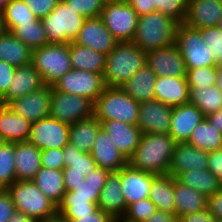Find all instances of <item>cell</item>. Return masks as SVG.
I'll list each match as a JSON object with an SVG mask.
<instances>
[{
	"label": "cell",
	"mask_w": 222,
	"mask_h": 222,
	"mask_svg": "<svg viewBox=\"0 0 222 222\" xmlns=\"http://www.w3.org/2000/svg\"><path fill=\"white\" fill-rule=\"evenodd\" d=\"M189 89V103L195 105L205 117L222 109V90L216 85Z\"/></svg>",
	"instance_id": "d590c367"
},
{
	"label": "cell",
	"mask_w": 222,
	"mask_h": 222,
	"mask_svg": "<svg viewBox=\"0 0 222 222\" xmlns=\"http://www.w3.org/2000/svg\"><path fill=\"white\" fill-rule=\"evenodd\" d=\"M140 103L124 92L121 87L106 86L94 102V116L98 120H118L137 125Z\"/></svg>",
	"instance_id": "277c9868"
},
{
	"label": "cell",
	"mask_w": 222,
	"mask_h": 222,
	"mask_svg": "<svg viewBox=\"0 0 222 222\" xmlns=\"http://www.w3.org/2000/svg\"><path fill=\"white\" fill-rule=\"evenodd\" d=\"M16 181L32 180L41 169V150L28 141L14 143Z\"/></svg>",
	"instance_id": "484cf974"
},
{
	"label": "cell",
	"mask_w": 222,
	"mask_h": 222,
	"mask_svg": "<svg viewBox=\"0 0 222 222\" xmlns=\"http://www.w3.org/2000/svg\"><path fill=\"white\" fill-rule=\"evenodd\" d=\"M175 44L181 52L187 70L217 65L212 49L202 40L197 29L188 27L184 23L178 24Z\"/></svg>",
	"instance_id": "ba28073f"
},
{
	"label": "cell",
	"mask_w": 222,
	"mask_h": 222,
	"mask_svg": "<svg viewBox=\"0 0 222 222\" xmlns=\"http://www.w3.org/2000/svg\"><path fill=\"white\" fill-rule=\"evenodd\" d=\"M121 190L127 206L149 197L151 183L157 176L131 167L129 164L119 171Z\"/></svg>",
	"instance_id": "e0dca14e"
},
{
	"label": "cell",
	"mask_w": 222,
	"mask_h": 222,
	"mask_svg": "<svg viewBox=\"0 0 222 222\" xmlns=\"http://www.w3.org/2000/svg\"><path fill=\"white\" fill-rule=\"evenodd\" d=\"M154 92V99L171 107L189 103L187 77H157Z\"/></svg>",
	"instance_id": "d4e9b609"
},
{
	"label": "cell",
	"mask_w": 222,
	"mask_h": 222,
	"mask_svg": "<svg viewBox=\"0 0 222 222\" xmlns=\"http://www.w3.org/2000/svg\"><path fill=\"white\" fill-rule=\"evenodd\" d=\"M109 173L106 169L96 167L85 177V181L79 184L73 191H66L64 197L90 198L92 203H98L99 194L105 185Z\"/></svg>",
	"instance_id": "8d00e7d4"
},
{
	"label": "cell",
	"mask_w": 222,
	"mask_h": 222,
	"mask_svg": "<svg viewBox=\"0 0 222 222\" xmlns=\"http://www.w3.org/2000/svg\"><path fill=\"white\" fill-rule=\"evenodd\" d=\"M9 0H0V12H2Z\"/></svg>",
	"instance_id": "a7ac6f4b"
},
{
	"label": "cell",
	"mask_w": 222,
	"mask_h": 222,
	"mask_svg": "<svg viewBox=\"0 0 222 222\" xmlns=\"http://www.w3.org/2000/svg\"><path fill=\"white\" fill-rule=\"evenodd\" d=\"M157 210L155 204L145 198L127 206L124 218L131 222H144Z\"/></svg>",
	"instance_id": "bcb514c9"
},
{
	"label": "cell",
	"mask_w": 222,
	"mask_h": 222,
	"mask_svg": "<svg viewBox=\"0 0 222 222\" xmlns=\"http://www.w3.org/2000/svg\"><path fill=\"white\" fill-rule=\"evenodd\" d=\"M178 222H217L208 209L177 217Z\"/></svg>",
	"instance_id": "9f6ffc18"
},
{
	"label": "cell",
	"mask_w": 222,
	"mask_h": 222,
	"mask_svg": "<svg viewBox=\"0 0 222 222\" xmlns=\"http://www.w3.org/2000/svg\"><path fill=\"white\" fill-rule=\"evenodd\" d=\"M1 13L5 28L9 32L20 24L32 23L37 19L23 0H9Z\"/></svg>",
	"instance_id": "f35d334b"
},
{
	"label": "cell",
	"mask_w": 222,
	"mask_h": 222,
	"mask_svg": "<svg viewBox=\"0 0 222 222\" xmlns=\"http://www.w3.org/2000/svg\"><path fill=\"white\" fill-rule=\"evenodd\" d=\"M207 209L217 219H222V189L208 197Z\"/></svg>",
	"instance_id": "6f0895ef"
},
{
	"label": "cell",
	"mask_w": 222,
	"mask_h": 222,
	"mask_svg": "<svg viewBox=\"0 0 222 222\" xmlns=\"http://www.w3.org/2000/svg\"><path fill=\"white\" fill-rule=\"evenodd\" d=\"M200 32L202 40L212 49V55L216 64L222 65V30L215 27H206L197 29Z\"/></svg>",
	"instance_id": "7dc6e473"
},
{
	"label": "cell",
	"mask_w": 222,
	"mask_h": 222,
	"mask_svg": "<svg viewBox=\"0 0 222 222\" xmlns=\"http://www.w3.org/2000/svg\"><path fill=\"white\" fill-rule=\"evenodd\" d=\"M193 169H208V152L187 142L177 143L172 155L168 175L176 178L180 173Z\"/></svg>",
	"instance_id": "603a6c76"
},
{
	"label": "cell",
	"mask_w": 222,
	"mask_h": 222,
	"mask_svg": "<svg viewBox=\"0 0 222 222\" xmlns=\"http://www.w3.org/2000/svg\"><path fill=\"white\" fill-rule=\"evenodd\" d=\"M187 143L205 152H212L222 147V133L204 118L194 128Z\"/></svg>",
	"instance_id": "74e56055"
},
{
	"label": "cell",
	"mask_w": 222,
	"mask_h": 222,
	"mask_svg": "<svg viewBox=\"0 0 222 222\" xmlns=\"http://www.w3.org/2000/svg\"><path fill=\"white\" fill-rule=\"evenodd\" d=\"M32 64L45 85L53 86L72 70L69 43H48L33 49Z\"/></svg>",
	"instance_id": "8992f818"
},
{
	"label": "cell",
	"mask_w": 222,
	"mask_h": 222,
	"mask_svg": "<svg viewBox=\"0 0 222 222\" xmlns=\"http://www.w3.org/2000/svg\"><path fill=\"white\" fill-rule=\"evenodd\" d=\"M218 65L205 66L187 70L189 87H209L216 84Z\"/></svg>",
	"instance_id": "f6af8a7d"
},
{
	"label": "cell",
	"mask_w": 222,
	"mask_h": 222,
	"mask_svg": "<svg viewBox=\"0 0 222 222\" xmlns=\"http://www.w3.org/2000/svg\"><path fill=\"white\" fill-rule=\"evenodd\" d=\"M146 64V52L133 42H118L106 56L104 83L121 87Z\"/></svg>",
	"instance_id": "7a4b0ae2"
},
{
	"label": "cell",
	"mask_w": 222,
	"mask_h": 222,
	"mask_svg": "<svg viewBox=\"0 0 222 222\" xmlns=\"http://www.w3.org/2000/svg\"><path fill=\"white\" fill-rule=\"evenodd\" d=\"M100 17L118 42H132L139 16L127 2L106 1Z\"/></svg>",
	"instance_id": "9c48e42d"
},
{
	"label": "cell",
	"mask_w": 222,
	"mask_h": 222,
	"mask_svg": "<svg viewBox=\"0 0 222 222\" xmlns=\"http://www.w3.org/2000/svg\"><path fill=\"white\" fill-rule=\"evenodd\" d=\"M41 222H70V221L57 213L55 216L49 217L48 219Z\"/></svg>",
	"instance_id": "e7e4bbea"
},
{
	"label": "cell",
	"mask_w": 222,
	"mask_h": 222,
	"mask_svg": "<svg viewBox=\"0 0 222 222\" xmlns=\"http://www.w3.org/2000/svg\"><path fill=\"white\" fill-rule=\"evenodd\" d=\"M84 18L100 17L106 0H63Z\"/></svg>",
	"instance_id": "c3c4849f"
},
{
	"label": "cell",
	"mask_w": 222,
	"mask_h": 222,
	"mask_svg": "<svg viewBox=\"0 0 222 222\" xmlns=\"http://www.w3.org/2000/svg\"><path fill=\"white\" fill-rule=\"evenodd\" d=\"M16 181L14 143L0 145V189H7Z\"/></svg>",
	"instance_id": "7bdbcfd3"
},
{
	"label": "cell",
	"mask_w": 222,
	"mask_h": 222,
	"mask_svg": "<svg viewBox=\"0 0 222 222\" xmlns=\"http://www.w3.org/2000/svg\"><path fill=\"white\" fill-rule=\"evenodd\" d=\"M32 51L9 31L0 37V60L14 67L32 63Z\"/></svg>",
	"instance_id": "1f68e13d"
},
{
	"label": "cell",
	"mask_w": 222,
	"mask_h": 222,
	"mask_svg": "<svg viewBox=\"0 0 222 222\" xmlns=\"http://www.w3.org/2000/svg\"><path fill=\"white\" fill-rule=\"evenodd\" d=\"M113 218L98 208L95 212L89 215L80 216V218L70 220V222H112Z\"/></svg>",
	"instance_id": "680465c9"
},
{
	"label": "cell",
	"mask_w": 222,
	"mask_h": 222,
	"mask_svg": "<svg viewBox=\"0 0 222 222\" xmlns=\"http://www.w3.org/2000/svg\"><path fill=\"white\" fill-rule=\"evenodd\" d=\"M112 222H131L126 220L124 217L113 218Z\"/></svg>",
	"instance_id": "89a4df30"
},
{
	"label": "cell",
	"mask_w": 222,
	"mask_h": 222,
	"mask_svg": "<svg viewBox=\"0 0 222 222\" xmlns=\"http://www.w3.org/2000/svg\"><path fill=\"white\" fill-rule=\"evenodd\" d=\"M53 87L63 93L85 97L94 103L106 85L102 74L72 69L62 76Z\"/></svg>",
	"instance_id": "8fae6325"
},
{
	"label": "cell",
	"mask_w": 222,
	"mask_h": 222,
	"mask_svg": "<svg viewBox=\"0 0 222 222\" xmlns=\"http://www.w3.org/2000/svg\"><path fill=\"white\" fill-rule=\"evenodd\" d=\"M16 67L0 60V99L6 94L8 86L12 81Z\"/></svg>",
	"instance_id": "f5cc1de1"
},
{
	"label": "cell",
	"mask_w": 222,
	"mask_h": 222,
	"mask_svg": "<svg viewBox=\"0 0 222 222\" xmlns=\"http://www.w3.org/2000/svg\"><path fill=\"white\" fill-rule=\"evenodd\" d=\"M16 211L12 198L6 189L0 190V222H8Z\"/></svg>",
	"instance_id": "816d5d0a"
},
{
	"label": "cell",
	"mask_w": 222,
	"mask_h": 222,
	"mask_svg": "<svg viewBox=\"0 0 222 222\" xmlns=\"http://www.w3.org/2000/svg\"><path fill=\"white\" fill-rule=\"evenodd\" d=\"M217 27L222 30V18L219 20Z\"/></svg>",
	"instance_id": "2644e50d"
},
{
	"label": "cell",
	"mask_w": 222,
	"mask_h": 222,
	"mask_svg": "<svg viewBox=\"0 0 222 222\" xmlns=\"http://www.w3.org/2000/svg\"><path fill=\"white\" fill-rule=\"evenodd\" d=\"M176 179L193 189H196L207 198L221 190V181L208 169H193L180 173Z\"/></svg>",
	"instance_id": "e575fe53"
},
{
	"label": "cell",
	"mask_w": 222,
	"mask_h": 222,
	"mask_svg": "<svg viewBox=\"0 0 222 222\" xmlns=\"http://www.w3.org/2000/svg\"><path fill=\"white\" fill-rule=\"evenodd\" d=\"M208 170L222 181V147L208 152Z\"/></svg>",
	"instance_id": "db71d44e"
},
{
	"label": "cell",
	"mask_w": 222,
	"mask_h": 222,
	"mask_svg": "<svg viewBox=\"0 0 222 222\" xmlns=\"http://www.w3.org/2000/svg\"><path fill=\"white\" fill-rule=\"evenodd\" d=\"M70 125L50 116L31 123L28 142L43 151L64 148L69 144Z\"/></svg>",
	"instance_id": "7c38bea8"
},
{
	"label": "cell",
	"mask_w": 222,
	"mask_h": 222,
	"mask_svg": "<svg viewBox=\"0 0 222 222\" xmlns=\"http://www.w3.org/2000/svg\"><path fill=\"white\" fill-rule=\"evenodd\" d=\"M157 210L175 215L174 177L171 175H157L152 183L148 197Z\"/></svg>",
	"instance_id": "836d02e7"
},
{
	"label": "cell",
	"mask_w": 222,
	"mask_h": 222,
	"mask_svg": "<svg viewBox=\"0 0 222 222\" xmlns=\"http://www.w3.org/2000/svg\"><path fill=\"white\" fill-rule=\"evenodd\" d=\"M6 190L17 211L39 222L58 213V206L46 197L32 180L15 181Z\"/></svg>",
	"instance_id": "5b68a950"
},
{
	"label": "cell",
	"mask_w": 222,
	"mask_h": 222,
	"mask_svg": "<svg viewBox=\"0 0 222 222\" xmlns=\"http://www.w3.org/2000/svg\"><path fill=\"white\" fill-rule=\"evenodd\" d=\"M69 51L72 69L104 75L107 55L74 42L69 43Z\"/></svg>",
	"instance_id": "f546056e"
},
{
	"label": "cell",
	"mask_w": 222,
	"mask_h": 222,
	"mask_svg": "<svg viewBox=\"0 0 222 222\" xmlns=\"http://www.w3.org/2000/svg\"><path fill=\"white\" fill-rule=\"evenodd\" d=\"M174 199L177 217L207 209L208 198L196 189L180 183L175 177Z\"/></svg>",
	"instance_id": "f1b7e54d"
},
{
	"label": "cell",
	"mask_w": 222,
	"mask_h": 222,
	"mask_svg": "<svg viewBox=\"0 0 222 222\" xmlns=\"http://www.w3.org/2000/svg\"><path fill=\"white\" fill-rule=\"evenodd\" d=\"M94 115V103L85 97L57 91L52 86L49 116L68 125Z\"/></svg>",
	"instance_id": "30bf717a"
},
{
	"label": "cell",
	"mask_w": 222,
	"mask_h": 222,
	"mask_svg": "<svg viewBox=\"0 0 222 222\" xmlns=\"http://www.w3.org/2000/svg\"><path fill=\"white\" fill-rule=\"evenodd\" d=\"M51 97L52 86L44 85L32 93L12 100L8 106L15 114L34 123L49 116Z\"/></svg>",
	"instance_id": "4fadbf2b"
},
{
	"label": "cell",
	"mask_w": 222,
	"mask_h": 222,
	"mask_svg": "<svg viewBox=\"0 0 222 222\" xmlns=\"http://www.w3.org/2000/svg\"><path fill=\"white\" fill-rule=\"evenodd\" d=\"M176 144L169 133H142L139 145L128 159V164L144 172L167 175Z\"/></svg>",
	"instance_id": "6da1fadb"
},
{
	"label": "cell",
	"mask_w": 222,
	"mask_h": 222,
	"mask_svg": "<svg viewBox=\"0 0 222 222\" xmlns=\"http://www.w3.org/2000/svg\"><path fill=\"white\" fill-rule=\"evenodd\" d=\"M62 172L66 191H73L79 184L85 181V176L81 173L70 172V167H64Z\"/></svg>",
	"instance_id": "11a10c76"
},
{
	"label": "cell",
	"mask_w": 222,
	"mask_h": 222,
	"mask_svg": "<svg viewBox=\"0 0 222 222\" xmlns=\"http://www.w3.org/2000/svg\"><path fill=\"white\" fill-rule=\"evenodd\" d=\"M11 33L32 50L48 44L43 23L38 18L32 23L20 24Z\"/></svg>",
	"instance_id": "ab89813d"
},
{
	"label": "cell",
	"mask_w": 222,
	"mask_h": 222,
	"mask_svg": "<svg viewBox=\"0 0 222 222\" xmlns=\"http://www.w3.org/2000/svg\"><path fill=\"white\" fill-rule=\"evenodd\" d=\"M177 26L175 20L158 11L139 16L132 42L145 52L171 46Z\"/></svg>",
	"instance_id": "3957f363"
},
{
	"label": "cell",
	"mask_w": 222,
	"mask_h": 222,
	"mask_svg": "<svg viewBox=\"0 0 222 222\" xmlns=\"http://www.w3.org/2000/svg\"><path fill=\"white\" fill-rule=\"evenodd\" d=\"M157 79L155 72L145 64L121 88L137 102L154 99V86Z\"/></svg>",
	"instance_id": "83f0119b"
},
{
	"label": "cell",
	"mask_w": 222,
	"mask_h": 222,
	"mask_svg": "<svg viewBox=\"0 0 222 222\" xmlns=\"http://www.w3.org/2000/svg\"><path fill=\"white\" fill-rule=\"evenodd\" d=\"M97 209L98 203H92L90 198L63 197L62 202L58 205V214L70 221L89 215Z\"/></svg>",
	"instance_id": "b9f144b4"
},
{
	"label": "cell",
	"mask_w": 222,
	"mask_h": 222,
	"mask_svg": "<svg viewBox=\"0 0 222 222\" xmlns=\"http://www.w3.org/2000/svg\"><path fill=\"white\" fill-rule=\"evenodd\" d=\"M85 19L60 0L54 10L41 19L48 43L74 42Z\"/></svg>",
	"instance_id": "52a82bcc"
},
{
	"label": "cell",
	"mask_w": 222,
	"mask_h": 222,
	"mask_svg": "<svg viewBox=\"0 0 222 222\" xmlns=\"http://www.w3.org/2000/svg\"><path fill=\"white\" fill-rule=\"evenodd\" d=\"M156 11L175 20L178 24L184 23L187 15L188 0H152Z\"/></svg>",
	"instance_id": "ee69618b"
},
{
	"label": "cell",
	"mask_w": 222,
	"mask_h": 222,
	"mask_svg": "<svg viewBox=\"0 0 222 222\" xmlns=\"http://www.w3.org/2000/svg\"><path fill=\"white\" fill-rule=\"evenodd\" d=\"M101 128L104 129L115 147L128 160L139 145L142 132L137 125H129L118 120H100Z\"/></svg>",
	"instance_id": "ffe728a7"
},
{
	"label": "cell",
	"mask_w": 222,
	"mask_h": 222,
	"mask_svg": "<svg viewBox=\"0 0 222 222\" xmlns=\"http://www.w3.org/2000/svg\"><path fill=\"white\" fill-rule=\"evenodd\" d=\"M8 222H39V221L25 215L23 212L16 210Z\"/></svg>",
	"instance_id": "be15d7a7"
},
{
	"label": "cell",
	"mask_w": 222,
	"mask_h": 222,
	"mask_svg": "<svg viewBox=\"0 0 222 222\" xmlns=\"http://www.w3.org/2000/svg\"><path fill=\"white\" fill-rule=\"evenodd\" d=\"M4 141H3V139L1 138V136H0V145L3 143Z\"/></svg>",
	"instance_id": "753ad0ef"
},
{
	"label": "cell",
	"mask_w": 222,
	"mask_h": 222,
	"mask_svg": "<svg viewBox=\"0 0 222 222\" xmlns=\"http://www.w3.org/2000/svg\"><path fill=\"white\" fill-rule=\"evenodd\" d=\"M31 122L15 114L8 105L0 104V136L4 142L28 141Z\"/></svg>",
	"instance_id": "4316f807"
},
{
	"label": "cell",
	"mask_w": 222,
	"mask_h": 222,
	"mask_svg": "<svg viewBox=\"0 0 222 222\" xmlns=\"http://www.w3.org/2000/svg\"><path fill=\"white\" fill-rule=\"evenodd\" d=\"M127 3L137 12L138 16L156 11L152 0H127Z\"/></svg>",
	"instance_id": "91938a15"
},
{
	"label": "cell",
	"mask_w": 222,
	"mask_h": 222,
	"mask_svg": "<svg viewBox=\"0 0 222 222\" xmlns=\"http://www.w3.org/2000/svg\"><path fill=\"white\" fill-rule=\"evenodd\" d=\"M205 118L222 133V109L208 114Z\"/></svg>",
	"instance_id": "6125c7cd"
},
{
	"label": "cell",
	"mask_w": 222,
	"mask_h": 222,
	"mask_svg": "<svg viewBox=\"0 0 222 222\" xmlns=\"http://www.w3.org/2000/svg\"><path fill=\"white\" fill-rule=\"evenodd\" d=\"M173 107L156 99L140 103L137 126L142 133L168 134Z\"/></svg>",
	"instance_id": "9a60e30c"
},
{
	"label": "cell",
	"mask_w": 222,
	"mask_h": 222,
	"mask_svg": "<svg viewBox=\"0 0 222 222\" xmlns=\"http://www.w3.org/2000/svg\"><path fill=\"white\" fill-rule=\"evenodd\" d=\"M100 128L101 122L94 115L70 125L69 144L90 153Z\"/></svg>",
	"instance_id": "4dcf8cb0"
},
{
	"label": "cell",
	"mask_w": 222,
	"mask_h": 222,
	"mask_svg": "<svg viewBox=\"0 0 222 222\" xmlns=\"http://www.w3.org/2000/svg\"><path fill=\"white\" fill-rule=\"evenodd\" d=\"M74 43L108 55L115 48L118 41L106 28L103 19L96 17L84 20Z\"/></svg>",
	"instance_id": "2e32d148"
},
{
	"label": "cell",
	"mask_w": 222,
	"mask_h": 222,
	"mask_svg": "<svg viewBox=\"0 0 222 222\" xmlns=\"http://www.w3.org/2000/svg\"><path fill=\"white\" fill-rule=\"evenodd\" d=\"M90 154L97 167L106 169L109 172L119 171L128 164L125 156L115 147L111 136L102 128L98 132Z\"/></svg>",
	"instance_id": "7402d4cb"
},
{
	"label": "cell",
	"mask_w": 222,
	"mask_h": 222,
	"mask_svg": "<svg viewBox=\"0 0 222 222\" xmlns=\"http://www.w3.org/2000/svg\"><path fill=\"white\" fill-rule=\"evenodd\" d=\"M4 20L2 18V13L0 12V37L6 32Z\"/></svg>",
	"instance_id": "003e7915"
},
{
	"label": "cell",
	"mask_w": 222,
	"mask_h": 222,
	"mask_svg": "<svg viewBox=\"0 0 222 222\" xmlns=\"http://www.w3.org/2000/svg\"><path fill=\"white\" fill-rule=\"evenodd\" d=\"M146 64L157 77H186L187 69L176 44L146 52Z\"/></svg>",
	"instance_id": "5bb4252c"
},
{
	"label": "cell",
	"mask_w": 222,
	"mask_h": 222,
	"mask_svg": "<svg viewBox=\"0 0 222 222\" xmlns=\"http://www.w3.org/2000/svg\"><path fill=\"white\" fill-rule=\"evenodd\" d=\"M41 167L63 170L65 167L63 148H52L41 151Z\"/></svg>",
	"instance_id": "681fc988"
},
{
	"label": "cell",
	"mask_w": 222,
	"mask_h": 222,
	"mask_svg": "<svg viewBox=\"0 0 222 222\" xmlns=\"http://www.w3.org/2000/svg\"><path fill=\"white\" fill-rule=\"evenodd\" d=\"M38 19L46 17L60 0H23Z\"/></svg>",
	"instance_id": "f907efd6"
},
{
	"label": "cell",
	"mask_w": 222,
	"mask_h": 222,
	"mask_svg": "<svg viewBox=\"0 0 222 222\" xmlns=\"http://www.w3.org/2000/svg\"><path fill=\"white\" fill-rule=\"evenodd\" d=\"M205 118L193 104L186 103L172 109L169 134L176 143H185L190 139L194 128Z\"/></svg>",
	"instance_id": "ac0fdd59"
},
{
	"label": "cell",
	"mask_w": 222,
	"mask_h": 222,
	"mask_svg": "<svg viewBox=\"0 0 222 222\" xmlns=\"http://www.w3.org/2000/svg\"><path fill=\"white\" fill-rule=\"evenodd\" d=\"M144 222H178L177 216L171 213L156 210Z\"/></svg>",
	"instance_id": "94428289"
},
{
	"label": "cell",
	"mask_w": 222,
	"mask_h": 222,
	"mask_svg": "<svg viewBox=\"0 0 222 222\" xmlns=\"http://www.w3.org/2000/svg\"><path fill=\"white\" fill-rule=\"evenodd\" d=\"M32 181L57 206L62 202L66 193L62 170L41 167Z\"/></svg>",
	"instance_id": "d6a6232c"
},
{
	"label": "cell",
	"mask_w": 222,
	"mask_h": 222,
	"mask_svg": "<svg viewBox=\"0 0 222 222\" xmlns=\"http://www.w3.org/2000/svg\"><path fill=\"white\" fill-rule=\"evenodd\" d=\"M222 18V0H188L184 24L199 29L217 26Z\"/></svg>",
	"instance_id": "44dd1931"
},
{
	"label": "cell",
	"mask_w": 222,
	"mask_h": 222,
	"mask_svg": "<svg viewBox=\"0 0 222 222\" xmlns=\"http://www.w3.org/2000/svg\"><path fill=\"white\" fill-rule=\"evenodd\" d=\"M219 89L222 90V66L219 65L217 68L216 84Z\"/></svg>",
	"instance_id": "03108f58"
},
{
	"label": "cell",
	"mask_w": 222,
	"mask_h": 222,
	"mask_svg": "<svg viewBox=\"0 0 222 222\" xmlns=\"http://www.w3.org/2000/svg\"><path fill=\"white\" fill-rule=\"evenodd\" d=\"M106 1H119V2H127V0H106Z\"/></svg>",
	"instance_id": "8c879c8a"
},
{
	"label": "cell",
	"mask_w": 222,
	"mask_h": 222,
	"mask_svg": "<svg viewBox=\"0 0 222 222\" xmlns=\"http://www.w3.org/2000/svg\"><path fill=\"white\" fill-rule=\"evenodd\" d=\"M44 85L40 73L32 63L16 67L6 94L0 99V104L8 105L12 100L32 93Z\"/></svg>",
	"instance_id": "d6986e66"
},
{
	"label": "cell",
	"mask_w": 222,
	"mask_h": 222,
	"mask_svg": "<svg viewBox=\"0 0 222 222\" xmlns=\"http://www.w3.org/2000/svg\"><path fill=\"white\" fill-rule=\"evenodd\" d=\"M98 208L112 218L124 216L127 204L121 190L120 173L118 171L108 174L105 185L99 194Z\"/></svg>",
	"instance_id": "cb8c5ba5"
},
{
	"label": "cell",
	"mask_w": 222,
	"mask_h": 222,
	"mask_svg": "<svg viewBox=\"0 0 222 222\" xmlns=\"http://www.w3.org/2000/svg\"><path fill=\"white\" fill-rule=\"evenodd\" d=\"M63 156L65 167H70V172L81 173L85 177L97 167L90 153L82 152L71 144L63 148Z\"/></svg>",
	"instance_id": "60d3db41"
}]
</instances>
